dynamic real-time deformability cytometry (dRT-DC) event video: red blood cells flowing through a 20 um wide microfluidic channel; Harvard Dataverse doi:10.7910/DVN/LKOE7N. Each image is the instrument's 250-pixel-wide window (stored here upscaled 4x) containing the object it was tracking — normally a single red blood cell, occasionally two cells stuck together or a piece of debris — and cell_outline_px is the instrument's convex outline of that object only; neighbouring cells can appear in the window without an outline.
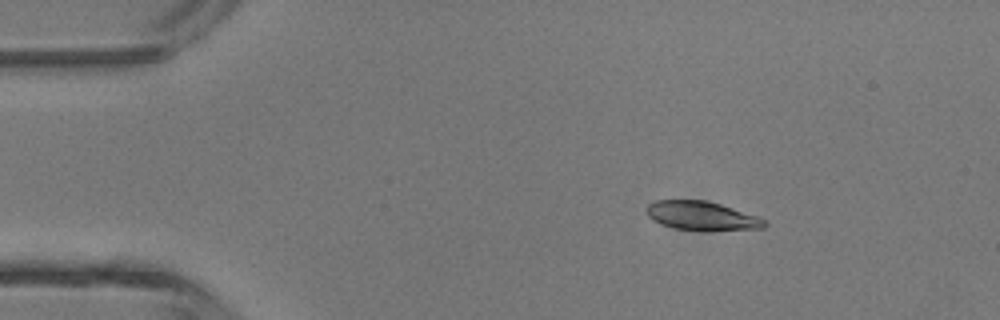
{"species": "common noctule bat (a hibernating species)", "species_latin": "Nyctalus noctula", "temperature_condition": "room temperature", "stored_images_in_passage": 5, "camera_frame_rate_fps": 3000, "um_per_image_px": 0.085, "animal": {"sex": "male", "body_mass_g": 13.3}, "frame": {"image": 1, "passage_image": 2, "time_ms": 0.333, "image_size_px": [1000, 320], "cell_outline_px": [[768, 224], [764, 228], [676, 228], [660, 224], [652, 220], [648, 216], [644, 208], [648, 204], [656, 200], [704, 200], [720, 204], [760, 216]], "centroid_in_image_um": [59.59, 18.29], "position_along_channel_um": 25.4, "area_um2": 19.13}}
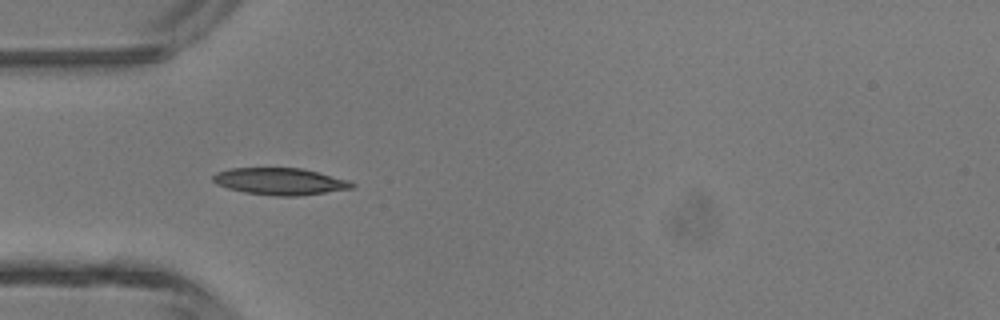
{"frame": {"image": 2, "passage_image": 4, "time_ms": 1.0, "image_size_px": [1000, 320], "cell_outline_px": [[356, 184], [352, 188], [296, 196], [276, 196], [244, 192], [228, 188], [216, 184], [212, 180], [212, 176], [216, 172], [228, 168], [304, 168], [348, 180]], "centroid_in_image_um": [23.76, 15.41], "position_along_channel_um": 61.2, "area_um2": 21.73}}
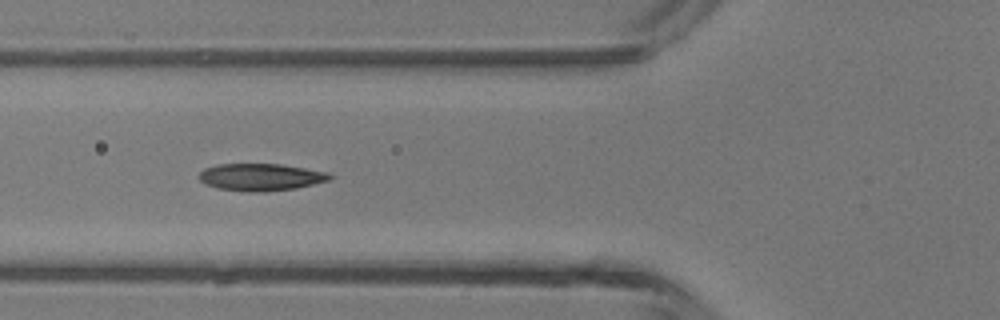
{"frame": {"image": 3, "passage_image": 5, "time_ms": 1.333, "image_size_px": [1000, 320], "cell_outline_px": [[332, 176], [328, 180], [296, 188], [264, 192], [248, 192], [216, 188], [200, 180], [196, 176], [204, 168], [216, 164], [280, 164], [328, 172]], "centroid_in_image_um": [22.11, 15.05], "position_along_channel_um": 103.7, "area_um2": 20.69}}